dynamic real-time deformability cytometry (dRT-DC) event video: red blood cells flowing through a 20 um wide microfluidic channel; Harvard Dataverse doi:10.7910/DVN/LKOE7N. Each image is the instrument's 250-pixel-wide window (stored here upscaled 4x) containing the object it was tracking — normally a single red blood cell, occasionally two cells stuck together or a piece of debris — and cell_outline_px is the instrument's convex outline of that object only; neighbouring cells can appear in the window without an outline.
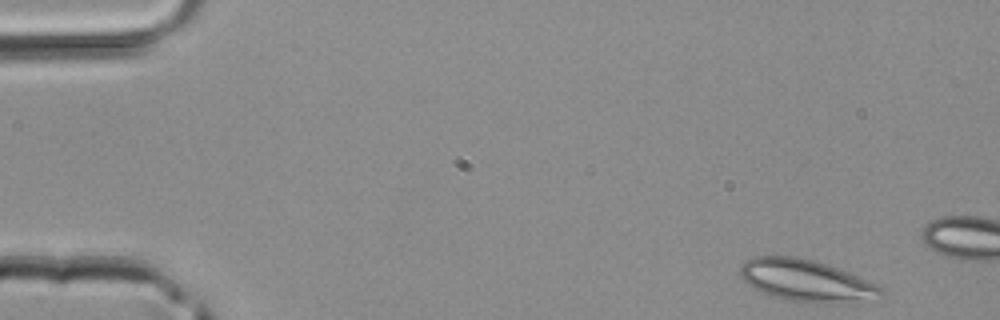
{"species": "common noctule bat (a hibernating species)", "species_latin": "Nyctalus noctula", "temperature_condition": "room temperature", "stored_images_in_passage": 10, "camera_frame_rate_fps": 3000, "um_per_image_px": 0.085, "animal": {"sex": "male", "body_mass_g": 20.4}, "frame": {"image": 1, "passage_image": 1, "time_ms": 0.0, "image_size_px": [1000, 320], "cell_outline_px": [[884, 296], [824, 300], [780, 300], [768, 296], [752, 288], [740, 276], [740, 268], [744, 260], [752, 256], [796, 256], [816, 260], [828, 264], [876, 284], [884, 288]], "centroid_in_image_um": [68.35, 23.76], "position_along_channel_um": 16.7, "area_um2": 33.12}}